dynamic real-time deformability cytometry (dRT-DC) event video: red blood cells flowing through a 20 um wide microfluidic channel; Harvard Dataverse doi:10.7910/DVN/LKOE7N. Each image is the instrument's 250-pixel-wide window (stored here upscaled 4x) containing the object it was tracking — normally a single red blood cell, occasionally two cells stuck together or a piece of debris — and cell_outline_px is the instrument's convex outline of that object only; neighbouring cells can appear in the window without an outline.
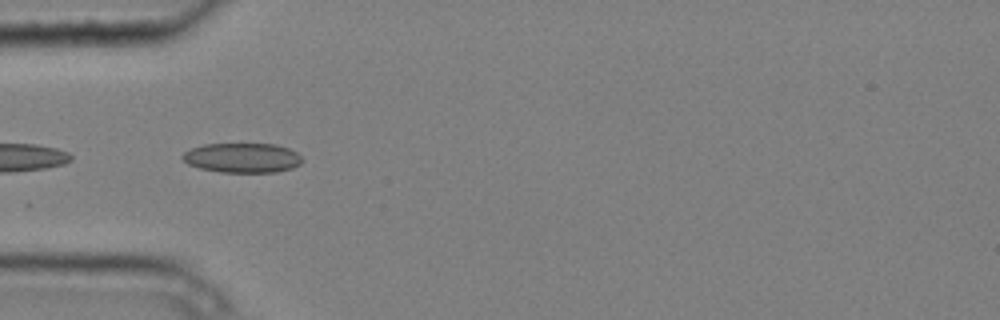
{"species": "common noctule bat (a hibernating species)", "species_latin": "Nyctalus noctula", "temperature_condition": "cold", "stored_images_in_passage": 10, "camera_frame_rate_fps": 3000, "um_per_image_px": 0.085, "animal": {"sex": "male", "body_mass_g": 20.4}, "frame": {"image": 1, "passage_image": 4, "time_ms": 1.0, "image_size_px": [1000, 320], "cell_outline_px": [[304, 160], [300, 164], [292, 168], [276, 172], [220, 172], [200, 168], [188, 164], [180, 156], [184, 152], [192, 148], [204, 144], [276, 144], [288, 148], [296, 152]], "centroid_in_image_um": [20.6, 13.41], "position_along_channel_um": 64.4, "area_um2": 20.69}}
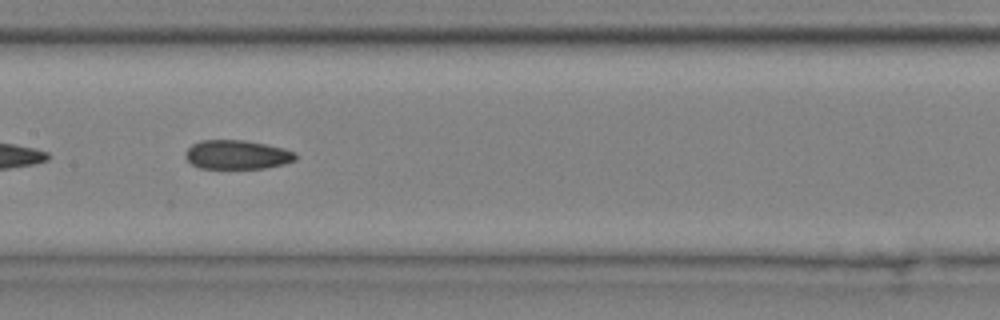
{"frame": {"image": 2, "passage_image": 7, "time_ms": 2.0, "image_size_px": [1000, 320], "cell_outline_px": [[300, 156], [296, 160], [284, 164], [264, 168], [200, 168], [192, 164], [184, 156], [184, 152], [192, 144], [200, 140], [244, 140], [284, 148], [296, 152]], "centroid_in_image_um": [20.17, 13.14], "position_along_channel_um": 187.2, "area_um2": 18.79}}
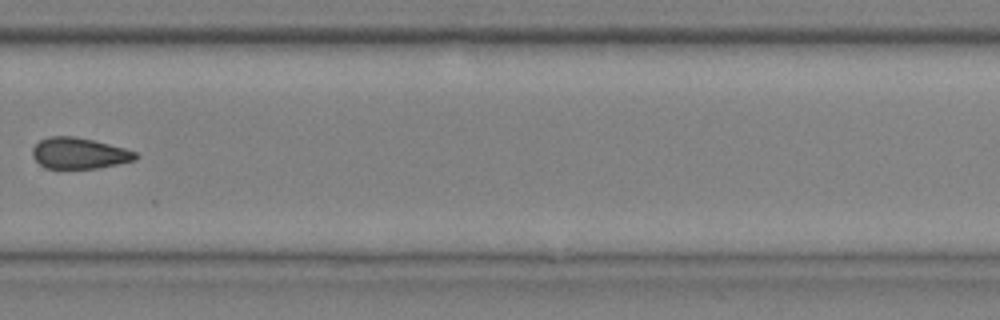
{"frame": {"image": 3, "passage_image": 10, "time_ms": 3.0, "image_size_px": [1000, 320], "cell_outline_px": [[140, 156], [136, 160], [100, 168], [44, 168], [32, 156], [32, 148], [40, 140], [48, 136], [76, 136], [124, 148], [136, 152]], "centroid_in_image_um": [6.73, 13.03], "position_along_channel_um": 323.1, "area_um2": 18.73}}